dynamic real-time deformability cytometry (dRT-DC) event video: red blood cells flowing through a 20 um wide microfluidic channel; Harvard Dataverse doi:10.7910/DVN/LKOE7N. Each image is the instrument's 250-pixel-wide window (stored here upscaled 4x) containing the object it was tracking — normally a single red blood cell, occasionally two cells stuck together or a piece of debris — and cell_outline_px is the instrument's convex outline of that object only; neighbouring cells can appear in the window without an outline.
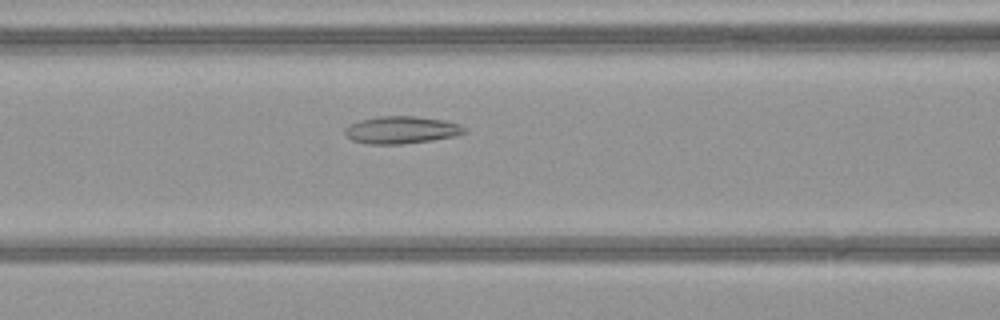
{"species": "common noctule bat (a hibernating species)", "species_latin": "Nyctalus noctula", "temperature_condition": "warm", "stored_images_in_passage": 52, "camera_frame_rate_fps": 3000, "um_per_image_px": 0.085, "animal": {"sex": "female", "body_mass_g": 21.9}, "frame": {"image": 1, "passage_image": 23, "time_ms": 7.333, "image_size_px": [1000, 320], "cell_outline_px": [[468, 132], [452, 136], [432, 140], [400, 144], [368, 144], [352, 140], [344, 132], [344, 128], [348, 124], [360, 120], [380, 116], [416, 116], [444, 120], [460, 124], [468, 128]], "centroid_in_image_um": [34.13, 11.04], "position_along_channel_um": 132.5, "area_um2": 19.13}}
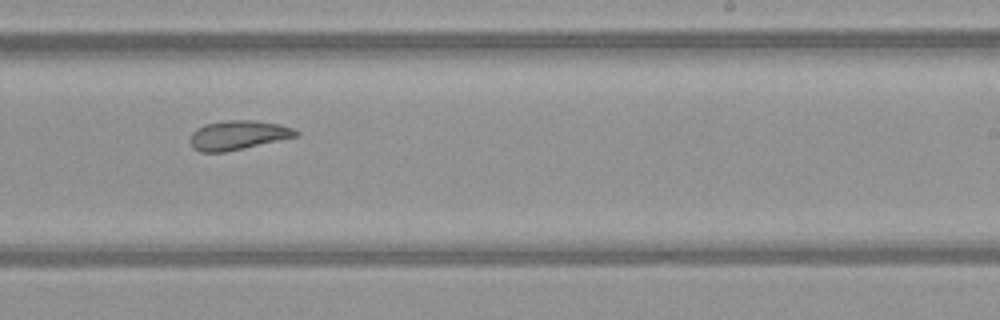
{"frame": {"image": 2, "passage_image": 33, "time_ms": 10.667, "image_size_px": [1000, 320], "cell_outline_px": [[300, 136], [224, 152], [200, 152], [192, 148], [188, 140], [192, 132], [196, 128], [204, 124], [228, 120], [252, 120], [276, 124], [292, 128], [300, 132]], "centroid_in_image_um": [20.19, 11.49], "position_along_channel_um": 268.8, "area_um2": 18.09}}
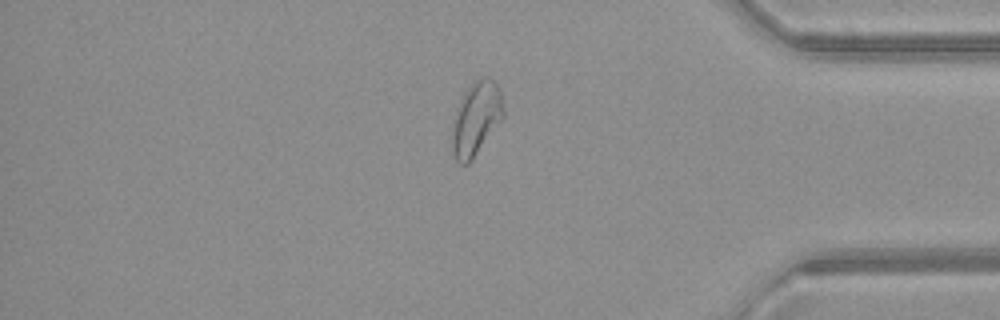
{"frame": {"image": 3, "passage_image": 44, "time_ms": 14.333, "image_size_px": [1000, 320], "cell_outline_px": [[504, 116], [472, 160], [468, 164], [460, 164], [456, 160], [452, 152], [452, 124], [456, 108], [464, 92], [476, 80], [484, 76], [488, 76], [496, 80], [500, 88], [504, 108]], "centroid_in_image_um": [40.47, 10.06], "position_along_channel_um": 394.7, "area_um2": 22.2}, "authors_computed_cell_mechanics": {"area_um2": 22.1085, "velocity_mm_per_s": 4.0991, "shape_relaxation_time_tau1_ms": null, "shape_relaxation_time_tau2_ms": 3.1375, "deformation_change_tau1": null, "deformation_change_tau2": 0.1143}}